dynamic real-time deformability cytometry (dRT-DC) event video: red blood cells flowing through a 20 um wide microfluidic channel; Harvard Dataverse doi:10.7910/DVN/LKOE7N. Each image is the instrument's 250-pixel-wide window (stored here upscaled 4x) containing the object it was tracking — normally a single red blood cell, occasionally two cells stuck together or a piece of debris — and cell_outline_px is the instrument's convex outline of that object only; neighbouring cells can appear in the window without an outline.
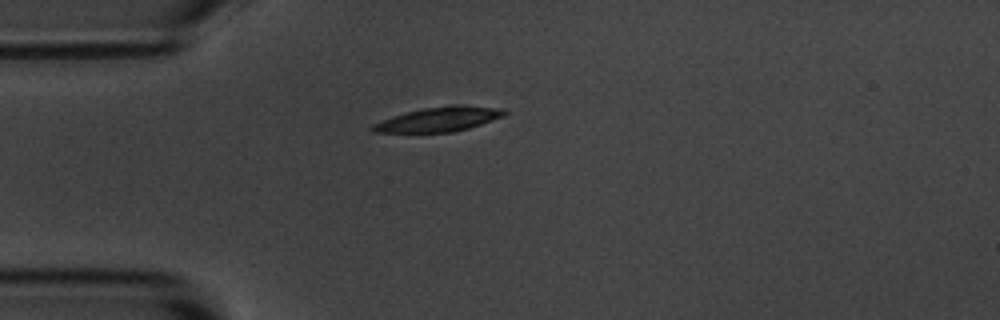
{"species": "common noctule bat (a hibernating species)", "species_latin": "Nyctalus noctula", "temperature_condition": "room temperature", "stored_images_in_passage": 1, "camera_frame_rate_fps": 3000, "um_per_image_px": 0.085, "animal": {"sex": "male", "body_mass_g": 20.1, "forearm_length_mm": 53.5}, "frame": {"image": 1, "passage_image": 1, "time_ms": 0.0, "image_size_px": [1000, 320], "cell_outline_px": [[508, 112], [504, 116], [468, 128], [452, 132], [376, 132], [368, 128], [372, 124], [392, 116], [424, 108], [452, 104], [460, 104], [500, 108]], "centroid_in_image_um": [37.31, 10.12], "position_along_channel_um": 47.7, "area_um2": 18.73}}